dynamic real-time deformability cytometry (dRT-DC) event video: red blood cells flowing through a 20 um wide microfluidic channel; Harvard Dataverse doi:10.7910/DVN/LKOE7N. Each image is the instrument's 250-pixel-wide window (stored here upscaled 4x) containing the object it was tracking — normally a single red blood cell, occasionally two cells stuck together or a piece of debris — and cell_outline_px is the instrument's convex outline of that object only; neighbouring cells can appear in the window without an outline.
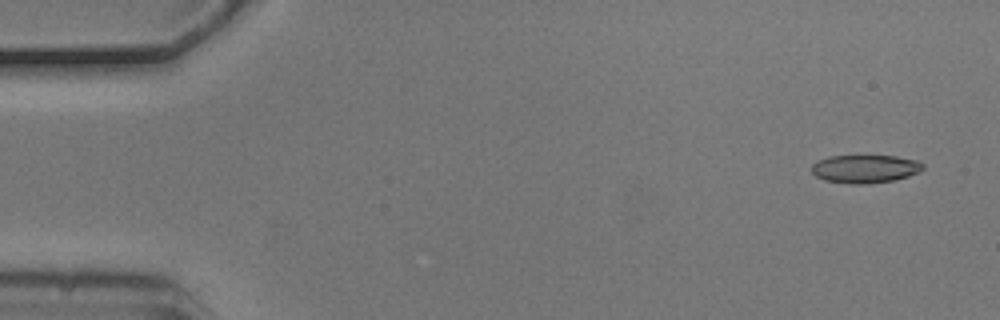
{"species": "common noctule bat (a hibernating species)", "species_latin": "Nyctalus noctula", "temperature_condition": "cold", "stored_images_in_passage": 5, "camera_frame_rate_fps": 3000, "um_per_image_px": 0.085, "animal": {"sex": "male", "body_mass_g": 20.5, "forearm_length_mm": 52.5}, "frame": {"image": 1, "passage_image": 1, "time_ms": 0.0, "image_size_px": [1000, 320], "cell_outline_px": [[924, 168], [920, 172], [896, 180], [868, 184], [848, 184], [824, 180], [816, 176], [812, 172], [812, 164], [816, 160], [828, 156], [896, 156], [916, 160], [924, 164]], "centroid_in_image_um": [73.53, 14.36], "position_along_channel_um": 11.5, "area_um2": 18.5}}
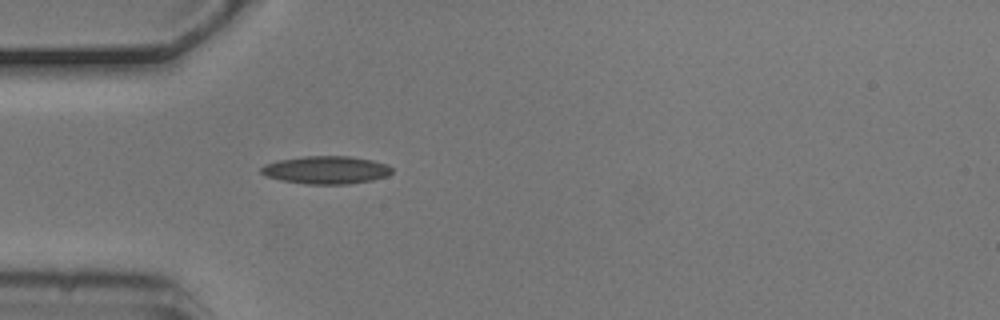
{"frame": {"image": 2, "passage_image": 5, "time_ms": 1.333, "image_size_px": [1000, 320], "cell_outline_px": [[392, 172], [388, 176], [372, 180], [348, 184], [308, 184], [280, 180], [264, 176], [260, 172], [260, 168], [264, 164], [280, 160], [304, 156], [348, 156], [372, 160], [388, 164], [392, 168]], "centroid_in_image_um": [27.72, 14.45], "position_along_channel_um": 57.3, "area_um2": 21.33}}